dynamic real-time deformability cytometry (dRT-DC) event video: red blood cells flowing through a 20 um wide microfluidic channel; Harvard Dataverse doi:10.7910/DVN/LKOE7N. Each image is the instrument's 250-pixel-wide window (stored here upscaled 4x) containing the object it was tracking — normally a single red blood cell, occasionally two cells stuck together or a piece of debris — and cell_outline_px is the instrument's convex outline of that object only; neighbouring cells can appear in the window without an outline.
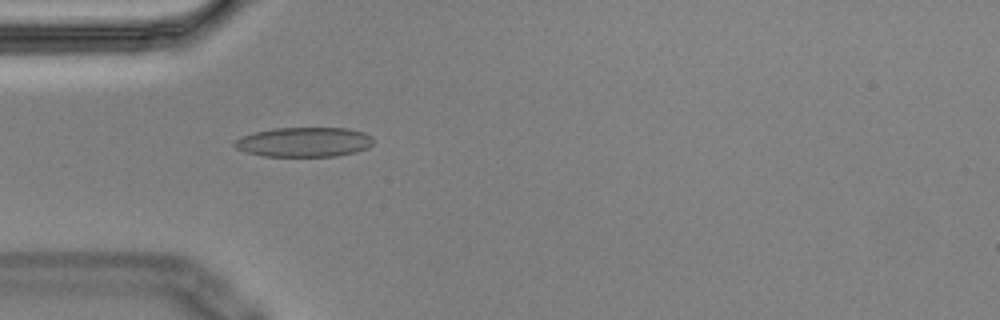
{"species": "Egyptian fruit bat (a non-hibernating species)", "species_latin": "Rousettus aegyptiacus", "temperature_condition": "cold", "stored_images_in_passage": 1, "camera_frame_rate_fps": 3000, "um_per_image_px": 0.085, "animal": {"sex": "male"}, "frame": {"image": 1, "passage_image": 1, "time_ms": 0.0, "image_size_px": [1000, 320], "cell_outline_px": [[372, 144], [368, 148], [356, 152], [336, 156], [264, 156], [248, 152], [236, 148], [232, 144], [240, 136], [272, 128], [348, 128], [364, 132], [372, 136]], "centroid_in_image_um": [25.86, 12.07], "position_along_channel_um": 59.1, "area_um2": 23.99}}